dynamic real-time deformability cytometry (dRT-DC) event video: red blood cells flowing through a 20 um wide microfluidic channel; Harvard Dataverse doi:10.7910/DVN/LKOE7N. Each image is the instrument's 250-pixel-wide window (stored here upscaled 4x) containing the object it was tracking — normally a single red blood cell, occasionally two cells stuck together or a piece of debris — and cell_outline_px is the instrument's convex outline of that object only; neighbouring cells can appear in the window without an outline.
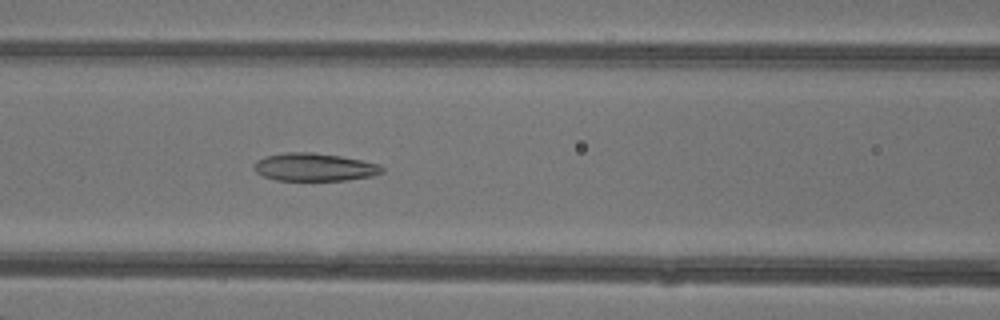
{"species": "common noctule bat (a hibernating species)", "species_latin": "Nyctalus noctula", "temperature_condition": "warm", "stored_images_in_passage": 37, "camera_frame_rate_fps": 3000, "um_per_image_px": 0.085, "animal": {"sex": "female"}, "frame": {"image": 1, "passage_image": 12, "time_ms": 3.667, "image_size_px": [1000, 320], "cell_outline_px": [[384, 172], [372, 176], [348, 180], [276, 180], [264, 176], [256, 172], [252, 168], [256, 160], [264, 156], [284, 152], [312, 152], [340, 156], [380, 164], [384, 168]], "centroid_in_image_um": [26.71, 14.2], "position_along_channel_um": 139.9, "area_um2": 20.92}}
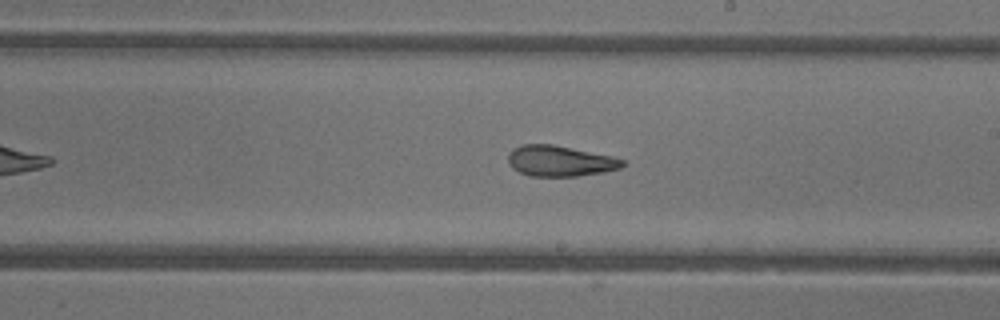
{"frame": {"image": 2, "passage_image": 19, "time_ms": 6.0, "image_size_px": [1000, 320], "cell_outline_px": [[624, 164], [620, 168], [604, 172], [576, 176], [528, 176], [512, 168], [508, 164], [508, 152], [512, 148], [520, 144], [552, 144], [612, 156], [624, 160]], "centroid_in_image_um": [47.54, 13.68], "position_along_channel_um": 241.5, "area_um2": 20.58}}
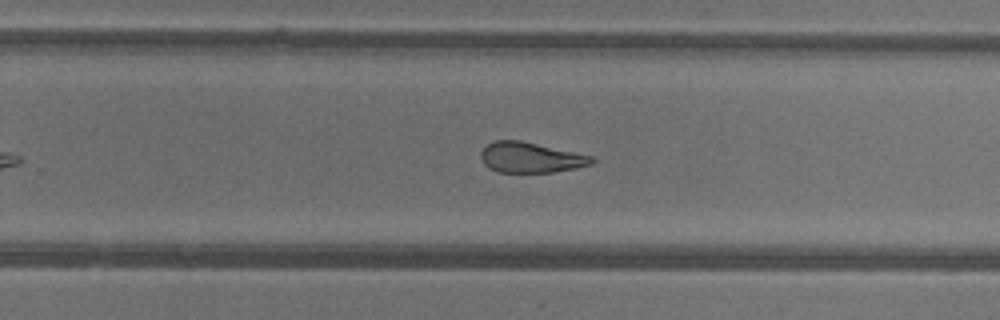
{"frame": {"image": 3, "passage_image": 22, "time_ms": 7.0, "image_size_px": [1000, 320], "cell_outline_px": [[596, 160], [592, 164], [576, 168], [552, 172], [496, 172], [488, 168], [484, 164], [480, 156], [480, 152], [488, 144], [496, 140], [520, 140], [592, 156]], "centroid_in_image_um": [45.09, 13.39], "position_along_channel_um": 284.7, "area_um2": 19.59}, "authors_computed_cell_mechanics": {"area_um2": 21.9062, "velocity_mm_per_s": 4.361, "shape_relaxation_time_tau1_ms": null, "shape_relaxation_time_tau2_ms": 2.4661, "deformation_change_tau1": null, "deformation_change_tau2": 0.1115}}